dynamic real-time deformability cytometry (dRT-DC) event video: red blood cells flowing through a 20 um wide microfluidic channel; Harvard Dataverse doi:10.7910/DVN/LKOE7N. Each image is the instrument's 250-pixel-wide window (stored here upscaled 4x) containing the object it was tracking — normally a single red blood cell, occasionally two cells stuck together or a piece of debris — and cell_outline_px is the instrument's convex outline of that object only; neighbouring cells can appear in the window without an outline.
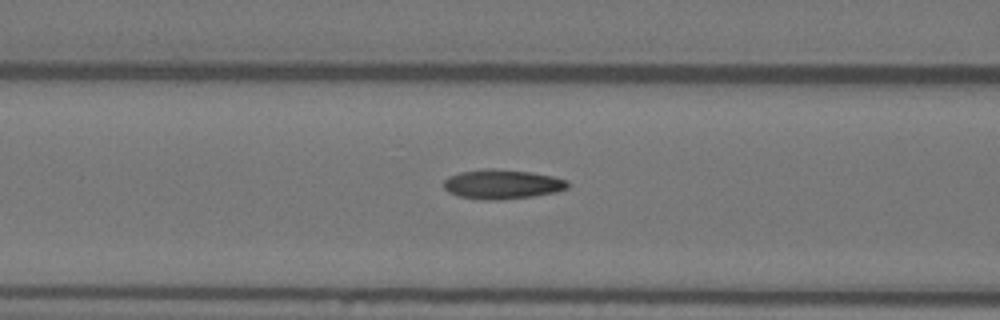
{"species": "Egyptian fruit bat (a non-hibernating species)", "species_latin": "Rousettus aegyptiacus", "temperature_condition": "warm", "stored_images_in_passage": 55, "camera_frame_rate_fps": 3000, "um_per_image_px": 0.085, "animal": {"sex": "female"}, "frame": {"image": 1, "passage_image": 22, "time_ms": 7.0, "image_size_px": [1000, 320], "cell_outline_px": [[568, 188], [556, 192], [532, 196], [500, 200], [484, 200], [460, 196], [448, 192], [444, 188], [444, 180], [448, 176], [460, 172], [484, 168], [492, 168], [532, 172], [552, 176], [568, 180]], "centroid_in_image_um": [42.68, 15.65], "position_along_channel_um": 123.9, "area_um2": 21.39}}
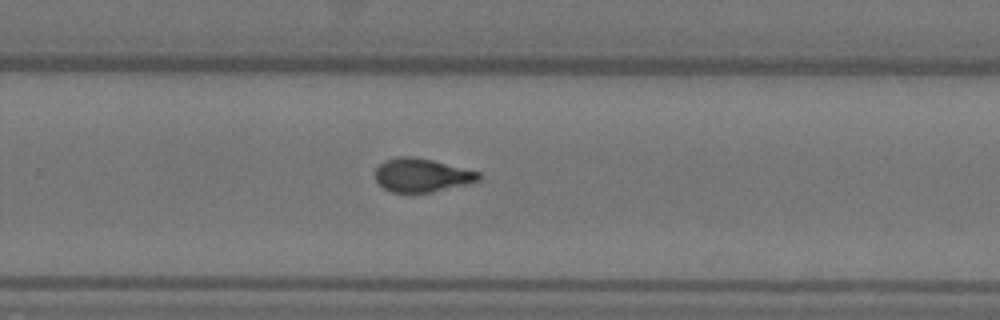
{"frame": {"image": 2, "passage_image": 36, "time_ms": 11.667, "image_size_px": [1000, 320], "cell_outline_px": [[480, 180], [432, 192], [392, 192], [384, 188], [376, 180], [376, 168], [380, 164], [388, 160], [400, 156], [412, 156], [432, 160], [480, 172]], "centroid_in_image_um": [35.85, 14.89], "position_along_channel_um": 294.0, "area_um2": 19.83}}
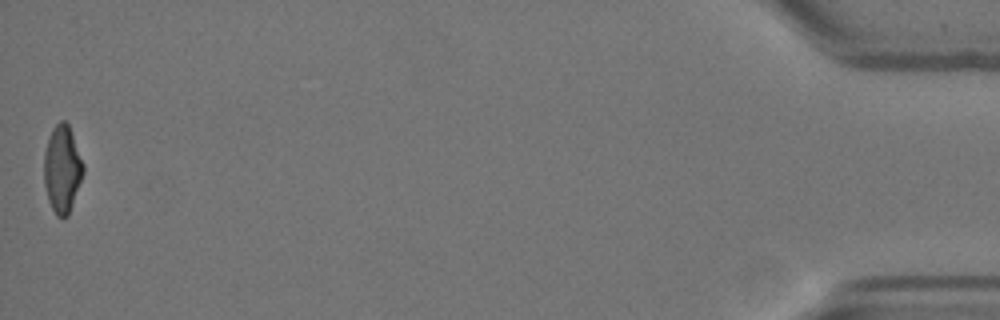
{"frame": {"image": 3, "passage_image": 55, "time_ms": 18.0, "image_size_px": [1000, 320], "cell_outline_px": [[84, 172], [68, 216], [56, 216], [48, 200], [44, 184], [44, 152], [52, 128], [60, 120], [64, 120], [68, 124], [84, 164]], "centroid_in_image_um": [5.28, 14.36], "position_along_channel_um": 429.9, "area_um2": 19.83}, "authors_computed_cell_mechanics": {"area_um2": 20.1722, "velocity_mm_per_s": 3.6573, "shape_relaxation_time_tau1_ms": null, "shape_relaxation_time_tau2_ms": 1.7253, "deformation_change_tau1": null, "deformation_change_tau2": 0.0895}}